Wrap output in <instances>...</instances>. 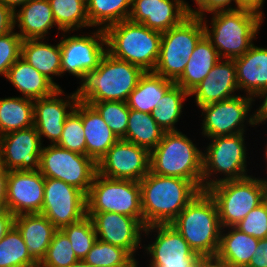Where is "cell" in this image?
<instances>
[{"mask_svg":"<svg viewBox=\"0 0 267 267\" xmlns=\"http://www.w3.org/2000/svg\"><path fill=\"white\" fill-rule=\"evenodd\" d=\"M195 2L194 16L204 17L208 14V0H193Z\"/></svg>","mask_w":267,"mask_h":267,"instance_id":"db71d44e","label":"cell"},{"mask_svg":"<svg viewBox=\"0 0 267 267\" xmlns=\"http://www.w3.org/2000/svg\"><path fill=\"white\" fill-rule=\"evenodd\" d=\"M199 256L216 255L222 230L217 204L202 190L170 223Z\"/></svg>","mask_w":267,"mask_h":267,"instance_id":"277c9868","label":"cell"},{"mask_svg":"<svg viewBox=\"0 0 267 267\" xmlns=\"http://www.w3.org/2000/svg\"><path fill=\"white\" fill-rule=\"evenodd\" d=\"M54 21L62 32L92 29L87 15V5L82 0H49ZM82 28V29H81ZM81 29V30H80Z\"/></svg>","mask_w":267,"mask_h":267,"instance_id":"d590c367","label":"cell"},{"mask_svg":"<svg viewBox=\"0 0 267 267\" xmlns=\"http://www.w3.org/2000/svg\"><path fill=\"white\" fill-rule=\"evenodd\" d=\"M217 50L204 35L196 44L182 75L175 84L190 93L220 60Z\"/></svg>","mask_w":267,"mask_h":267,"instance_id":"4dcf8cb0","label":"cell"},{"mask_svg":"<svg viewBox=\"0 0 267 267\" xmlns=\"http://www.w3.org/2000/svg\"><path fill=\"white\" fill-rule=\"evenodd\" d=\"M61 35V77L69 73L78 78L81 84L99 66L107 52L105 30L96 28L89 34L71 35V32H61Z\"/></svg>","mask_w":267,"mask_h":267,"instance_id":"7c38bea8","label":"cell"},{"mask_svg":"<svg viewBox=\"0 0 267 267\" xmlns=\"http://www.w3.org/2000/svg\"><path fill=\"white\" fill-rule=\"evenodd\" d=\"M79 259L71 246L69 238L62 230H57L38 267H69Z\"/></svg>","mask_w":267,"mask_h":267,"instance_id":"b9f144b4","label":"cell"},{"mask_svg":"<svg viewBox=\"0 0 267 267\" xmlns=\"http://www.w3.org/2000/svg\"><path fill=\"white\" fill-rule=\"evenodd\" d=\"M0 267H38L15 225L0 241Z\"/></svg>","mask_w":267,"mask_h":267,"instance_id":"8d00e7d4","label":"cell"},{"mask_svg":"<svg viewBox=\"0 0 267 267\" xmlns=\"http://www.w3.org/2000/svg\"><path fill=\"white\" fill-rule=\"evenodd\" d=\"M261 99L260 102H262L259 106V108L254 109V121L255 125L260 126V124H266L267 122V88L261 90L255 97L254 101Z\"/></svg>","mask_w":267,"mask_h":267,"instance_id":"bcb514c9","label":"cell"},{"mask_svg":"<svg viewBox=\"0 0 267 267\" xmlns=\"http://www.w3.org/2000/svg\"><path fill=\"white\" fill-rule=\"evenodd\" d=\"M254 103L253 97L238 93L230 99L200 107L202 137L207 140L216 136L235 135L245 133L248 126L256 127L254 112L250 113Z\"/></svg>","mask_w":267,"mask_h":267,"instance_id":"4fadbf2b","label":"cell"},{"mask_svg":"<svg viewBox=\"0 0 267 267\" xmlns=\"http://www.w3.org/2000/svg\"><path fill=\"white\" fill-rule=\"evenodd\" d=\"M45 177L39 170H13L7 175V210L14 216L40 214Z\"/></svg>","mask_w":267,"mask_h":267,"instance_id":"d6986e66","label":"cell"},{"mask_svg":"<svg viewBox=\"0 0 267 267\" xmlns=\"http://www.w3.org/2000/svg\"><path fill=\"white\" fill-rule=\"evenodd\" d=\"M41 138L34 126L0 136V163L7 171L38 170Z\"/></svg>","mask_w":267,"mask_h":267,"instance_id":"ffe728a7","label":"cell"},{"mask_svg":"<svg viewBox=\"0 0 267 267\" xmlns=\"http://www.w3.org/2000/svg\"><path fill=\"white\" fill-rule=\"evenodd\" d=\"M8 172L0 163V210L7 209L6 190Z\"/></svg>","mask_w":267,"mask_h":267,"instance_id":"816d5d0a","label":"cell"},{"mask_svg":"<svg viewBox=\"0 0 267 267\" xmlns=\"http://www.w3.org/2000/svg\"><path fill=\"white\" fill-rule=\"evenodd\" d=\"M88 104L97 110L118 139L125 138L130 114L127 102L103 101Z\"/></svg>","mask_w":267,"mask_h":267,"instance_id":"ab89813d","label":"cell"},{"mask_svg":"<svg viewBox=\"0 0 267 267\" xmlns=\"http://www.w3.org/2000/svg\"><path fill=\"white\" fill-rule=\"evenodd\" d=\"M259 239L241 232L235 226L222 228L217 256L230 267H246L254 255Z\"/></svg>","mask_w":267,"mask_h":267,"instance_id":"f1b7e54d","label":"cell"},{"mask_svg":"<svg viewBox=\"0 0 267 267\" xmlns=\"http://www.w3.org/2000/svg\"><path fill=\"white\" fill-rule=\"evenodd\" d=\"M92 220L97 239L125 249L137 262L136 251L143 247L145 226L131 216L115 212H86Z\"/></svg>","mask_w":267,"mask_h":267,"instance_id":"e0dca14e","label":"cell"},{"mask_svg":"<svg viewBox=\"0 0 267 267\" xmlns=\"http://www.w3.org/2000/svg\"><path fill=\"white\" fill-rule=\"evenodd\" d=\"M14 29V12L0 3V36Z\"/></svg>","mask_w":267,"mask_h":267,"instance_id":"7dc6e473","label":"cell"},{"mask_svg":"<svg viewBox=\"0 0 267 267\" xmlns=\"http://www.w3.org/2000/svg\"><path fill=\"white\" fill-rule=\"evenodd\" d=\"M69 267H94V266L86 263L84 260H79L76 263L70 265Z\"/></svg>","mask_w":267,"mask_h":267,"instance_id":"9f6ffc18","label":"cell"},{"mask_svg":"<svg viewBox=\"0 0 267 267\" xmlns=\"http://www.w3.org/2000/svg\"><path fill=\"white\" fill-rule=\"evenodd\" d=\"M14 26L23 40L47 38L56 27L49 0H29L14 13Z\"/></svg>","mask_w":267,"mask_h":267,"instance_id":"cb8c5ba5","label":"cell"},{"mask_svg":"<svg viewBox=\"0 0 267 267\" xmlns=\"http://www.w3.org/2000/svg\"><path fill=\"white\" fill-rule=\"evenodd\" d=\"M65 97H64V96ZM79 101L77 89L66 94L57 89L52 95L34 100V127L42 144L47 138L50 144H56L61 138L65 121Z\"/></svg>","mask_w":267,"mask_h":267,"instance_id":"ac0fdd59","label":"cell"},{"mask_svg":"<svg viewBox=\"0 0 267 267\" xmlns=\"http://www.w3.org/2000/svg\"><path fill=\"white\" fill-rule=\"evenodd\" d=\"M234 60L220 59L208 75L189 93L198 108L237 96Z\"/></svg>","mask_w":267,"mask_h":267,"instance_id":"7402d4cb","label":"cell"},{"mask_svg":"<svg viewBox=\"0 0 267 267\" xmlns=\"http://www.w3.org/2000/svg\"><path fill=\"white\" fill-rule=\"evenodd\" d=\"M69 238L71 246L79 260H83L97 240V235L89 216L61 229Z\"/></svg>","mask_w":267,"mask_h":267,"instance_id":"f35d334b","label":"cell"},{"mask_svg":"<svg viewBox=\"0 0 267 267\" xmlns=\"http://www.w3.org/2000/svg\"><path fill=\"white\" fill-rule=\"evenodd\" d=\"M15 216L9 210H0V241L14 225Z\"/></svg>","mask_w":267,"mask_h":267,"instance_id":"681fc988","label":"cell"},{"mask_svg":"<svg viewBox=\"0 0 267 267\" xmlns=\"http://www.w3.org/2000/svg\"><path fill=\"white\" fill-rule=\"evenodd\" d=\"M265 149V151H264V154L263 155H265V158H267V142H266V145H265V147L263 148V150Z\"/></svg>","mask_w":267,"mask_h":267,"instance_id":"680465c9","label":"cell"},{"mask_svg":"<svg viewBox=\"0 0 267 267\" xmlns=\"http://www.w3.org/2000/svg\"><path fill=\"white\" fill-rule=\"evenodd\" d=\"M81 118L86 138V155L98 163L119 139L97 110L82 101Z\"/></svg>","mask_w":267,"mask_h":267,"instance_id":"484cf974","label":"cell"},{"mask_svg":"<svg viewBox=\"0 0 267 267\" xmlns=\"http://www.w3.org/2000/svg\"><path fill=\"white\" fill-rule=\"evenodd\" d=\"M42 215L58 229L86 216V195L62 180L45 178Z\"/></svg>","mask_w":267,"mask_h":267,"instance_id":"9a60e30c","label":"cell"},{"mask_svg":"<svg viewBox=\"0 0 267 267\" xmlns=\"http://www.w3.org/2000/svg\"><path fill=\"white\" fill-rule=\"evenodd\" d=\"M144 71L106 52L99 66L77 87L78 98L85 103L126 102Z\"/></svg>","mask_w":267,"mask_h":267,"instance_id":"3957f363","label":"cell"},{"mask_svg":"<svg viewBox=\"0 0 267 267\" xmlns=\"http://www.w3.org/2000/svg\"><path fill=\"white\" fill-rule=\"evenodd\" d=\"M235 227L259 240L267 238V199L252 209Z\"/></svg>","mask_w":267,"mask_h":267,"instance_id":"7bdbcfd3","label":"cell"},{"mask_svg":"<svg viewBox=\"0 0 267 267\" xmlns=\"http://www.w3.org/2000/svg\"><path fill=\"white\" fill-rule=\"evenodd\" d=\"M107 52L113 57L154 71L160 51L162 33L143 24L124 20L105 29Z\"/></svg>","mask_w":267,"mask_h":267,"instance_id":"8992f818","label":"cell"},{"mask_svg":"<svg viewBox=\"0 0 267 267\" xmlns=\"http://www.w3.org/2000/svg\"><path fill=\"white\" fill-rule=\"evenodd\" d=\"M5 79L22 94L21 97L32 100L48 97L58 89L21 57L10 67Z\"/></svg>","mask_w":267,"mask_h":267,"instance_id":"83f0119b","label":"cell"},{"mask_svg":"<svg viewBox=\"0 0 267 267\" xmlns=\"http://www.w3.org/2000/svg\"><path fill=\"white\" fill-rule=\"evenodd\" d=\"M143 225L170 224L201 192L190 180L149 173L139 182Z\"/></svg>","mask_w":267,"mask_h":267,"instance_id":"6da1fadb","label":"cell"},{"mask_svg":"<svg viewBox=\"0 0 267 267\" xmlns=\"http://www.w3.org/2000/svg\"><path fill=\"white\" fill-rule=\"evenodd\" d=\"M232 2L234 0H208V15L216 11L234 10Z\"/></svg>","mask_w":267,"mask_h":267,"instance_id":"f5cc1de1","label":"cell"},{"mask_svg":"<svg viewBox=\"0 0 267 267\" xmlns=\"http://www.w3.org/2000/svg\"><path fill=\"white\" fill-rule=\"evenodd\" d=\"M196 267H230V265L217 255L200 256L197 260Z\"/></svg>","mask_w":267,"mask_h":267,"instance_id":"f907efd6","label":"cell"},{"mask_svg":"<svg viewBox=\"0 0 267 267\" xmlns=\"http://www.w3.org/2000/svg\"><path fill=\"white\" fill-rule=\"evenodd\" d=\"M56 145L86 155V138L81 118V101L67 117L61 138Z\"/></svg>","mask_w":267,"mask_h":267,"instance_id":"60d3db41","label":"cell"},{"mask_svg":"<svg viewBox=\"0 0 267 267\" xmlns=\"http://www.w3.org/2000/svg\"><path fill=\"white\" fill-rule=\"evenodd\" d=\"M189 15L194 9L186 0H132L128 20L163 33Z\"/></svg>","mask_w":267,"mask_h":267,"instance_id":"44dd1931","label":"cell"},{"mask_svg":"<svg viewBox=\"0 0 267 267\" xmlns=\"http://www.w3.org/2000/svg\"><path fill=\"white\" fill-rule=\"evenodd\" d=\"M203 151L181 131L165 132L150 152V171L190 180L202 191Z\"/></svg>","mask_w":267,"mask_h":267,"instance_id":"5b68a950","label":"cell"},{"mask_svg":"<svg viewBox=\"0 0 267 267\" xmlns=\"http://www.w3.org/2000/svg\"><path fill=\"white\" fill-rule=\"evenodd\" d=\"M239 93L255 97L267 88V48L252 45L241 57L234 59Z\"/></svg>","mask_w":267,"mask_h":267,"instance_id":"603a6c76","label":"cell"},{"mask_svg":"<svg viewBox=\"0 0 267 267\" xmlns=\"http://www.w3.org/2000/svg\"><path fill=\"white\" fill-rule=\"evenodd\" d=\"M246 267H267V238L259 240L254 255Z\"/></svg>","mask_w":267,"mask_h":267,"instance_id":"f6af8a7d","label":"cell"},{"mask_svg":"<svg viewBox=\"0 0 267 267\" xmlns=\"http://www.w3.org/2000/svg\"><path fill=\"white\" fill-rule=\"evenodd\" d=\"M265 162H266L265 163L266 164L265 170H267V158H265ZM260 180L267 185V178L266 179H265V177L264 178H260Z\"/></svg>","mask_w":267,"mask_h":267,"instance_id":"6f0895ef","label":"cell"},{"mask_svg":"<svg viewBox=\"0 0 267 267\" xmlns=\"http://www.w3.org/2000/svg\"><path fill=\"white\" fill-rule=\"evenodd\" d=\"M16 28L0 36V75L4 78L10 67L21 57L23 39Z\"/></svg>","mask_w":267,"mask_h":267,"instance_id":"ee69618b","label":"cell"},{"mask_svg":"<svg viewBox=\"0 0 267 267\" xmlns=\"http://www.w3.org/2000/svg\"><path fill=\"white\" fill-rule=\"evenodd\" d=\"M164 134L165 131L152 118L151 114L130 109L124 140L151 152L159 144Z\"/></svg>","mask_w":267,"mask_h":267,"instance_id":"d6a6232c","label":"cell"},{"mask_svg":"<svg viewBox=\"0 0 267 267\" xmlns=\"http://www.w3.org/2000/svg\"><path fill=\"white\" fill-rule=\"evenodd\" d=\"M188 97L190 96L187 91L174 84L160 99L159 107L152 110V118L165 132L180 131L176 125L182 117L184 101Z\"/></svg>","mask_w":267,"mask_h":267,"instance_id":"836d02e7","label":"cell"},{"mask_svg":"<svg viewBox=\"0 0 267 267\" xmlns=\"http://www.w3.org/2000/svg\"><path fill=\"white\" fill-rule=\"evenodd\" d=\"M14 225L20 231L31 257L39 264L58 229L42 214L16 215Z\"/></svg>","mask_w":267,"mask_h":267,"instance_id":"d4e9b609","label":"cell"},{"mask_svg":"<svg viewBox=\"0 0 267 267\" xmlns=\"http://www.w3.org/2000/svg\"><path fill=\"white\" fill-rule=\"evenodd\" d=\"M152 233L154 237L152 236ZM153 241L143 245L149 256L147 267H196L198 258L182 235L170 224L146 226L143 239L150 236ZM151 257V258H150Z\"/></svg>","mask_w":267,"mask_h":267,"instance_id":"5bb4252c","label":"cell"},{"mask_svg":"<svg viewBox=\"0 0 267 267\" xmlns=\"http://www.w3.org/2000/svg\"><path fill=\"white\" fill-rule=\"evenodd\" d=\"M38 170L45 178L62 180L87 195L97 173V163L87 155L49 144L43 145Z\"/></svg>","mask_w":267,"mask_h":267,"instance_id":"8fae6325","label":"cell"},{"mask_svg":"<svg viewBox=\"0 0 267 267\" xmlns=\"http://www.w3.org/2000/svg\"><path fill=\"white\" fill-rule=\"evenodd\" d=\"M175 84L173 80L164 78L154 71L144 72L136 88L129 94L127 105L130 109L151 114L159 107L160 99Z\"/></svg>","mask_w":267,"mask_h":267,"instance_id":"f546056e","label":"cell"},{"mask_svg":"<svg viewBox=\"0 0 267 267\" xmlns=\"http://www.w3.org/2000/svg\"><path fill=\"white\" fill-rule=\"evenodd\" d=\"M94 267H140L125 249L96 240L83 259Z\"/></svg>","mask_w":267,"mask_h":267,"instance_id":"74e56055","label":"cell"},{"mask_svg":"<svg viewBox=\"0 0 267 267\" xmlns=\"http://www.w3.org/2000/svg\"><path fill=\"white\" fill-rule=\"evenodd\" d=\"M150 171V152L119 139L97 163V173L110 179L140 182Z\"/></svg>","mask_w":267,"mask_h":267,"instance_id":"2e32d148","label":"cell"},{"mask_svg":"<svg viewBox=\"0 0 267 267\" xmlns=\"http://www.w3.org/2000/svg\"><path fill=\"white\" fill-rule=\"evenodd\" d=\"M34 126V100L21 95L0 98V136Z\"/></svg>","mask_w":267,"mask_h":267,"instance_id":"1f68e13d","label":"cell"},{"mask_svg":"<svg viewBox=\"0 0 267 267\" xmlns=\"http://www.w3.org/2000/svg\"><path fill=\"white\" fill-rule=\"evenodd\" d=\"M209 14L212 15L210 21L206 15L201 17L205 35L221 59L234 60L247 52L257 39L260 26L264 22L262 16L245 9L216 11Z\"/></svg>","mask_w":267,"mask_h":267,"instance_id":"7a4b0ae2","label":"cell"},{"mask_svg":"<svg viewBox=\"0 0 267 267\" xmlns=\"http://www.w3.org/2000/svg\"><path fill=\"white\" fill-rule=\"evenodd\" d=\"M245 134L208 138L210 142L205 150L203 149L202 190H207L223 181L250 176L247 168V163L249 164L247 158L250 157Z\"/></svg>","mask_w":267,"mask_h":267,"instance_id":"52a82bcc","label":"cell"},{"mask_svg":"<svg viewBox=\"0 0 267 267\" xmlns=\"http://www.w3.org/2000/svg\"><path fill=\"white\" fill-rule=\"evenodd\" d=\"M86 5L90 25L105 30L112 24L128 20L132 0H89Z\"/></svg>","mask_w":267,"mask_h":267,"instance_id":"e575fe53","label":"cell"},{"mask_svg":"<svg viewBox=\"0 0 267 267\" xmlns=\"http://www.w3.org/2000/svg\"><path fill=\"white\" fill-rule=\"evenodd\" d=\"M205 35L200 17L189 15L179 25L162 33L154 72L174 82L182 75L199 40Z\"/></svg>","mask_w":267,"mask_h":267,"instance_id":"9c48e42d","label":"cell"},{"mask_svg":"<svg viewBox=\"0 0 267 267\" xmlns=\"http://www.w3.org/2000/svg\"><path fill=\"white\" fill-rule=\"evenodd\" d=\"M29 0H0V3L2 5H5L9 9H11L14 13L16 12V9L22 7L26 2Z\"/></svg>","mask_w":267,"mask_h":267,"instance_id":"11a10c76","label":"cell"},{"mask_svg":"<svg viewBox=\"0 0 267 267\" xmlns=\"http://www.w3.org/2000/svg\"><path fill=\"white\" fill-rule=\"evenodd\" d=\"M49 39H26L22 42L21 58L48 78L58 89L53 76L61 77V49L60 44H49Z\"/></svg>","mask_w":267,"mask_h":267,"instance_id":"4316f807","label":"cell"},{"mask_svg":"<svg viewBox=\"0 0 267 267\" xmlns=\"http://www.w3.org/2000/svg\"><path fill=\"white\" fill-rule=\"evenodd\" d=\"M266 0H234V10L235 9H245L259 14L264 17L263 4Z\"/></svg>","mask_w":267,"mask_h":267,"instance_id":"c3c4849f","label":"cell"},{"mask_svg":"<svg viewBox=\"0 0 267 267\" xmlns=\"http://www.w3.org/2000/svg\"><path fill=\"white\" fill-rule=\"evenodd\" d=\"M217 204L222 228L235 226L252 209L267 199V185L252 174L239 180H227L207 189Z\"/></svg>","mask_w":267,"mask_h":267,"instance_id":"ba28073f","label":"cell"},{"mask_svg":"<svg viewBox=\"0 0 267 267\" xmlns=\"http://www.w3.org/2000/svg\"><path fill=\"white\" fill-rule=\"evenodd\" d=\"M86 212H115L137 218L143 224L140 183L96 173L86 195Z\"/></svg>","mask_w":267,"mask_h":267,"instance_id":"30bf717a","label":"cell"}]
</instances>
